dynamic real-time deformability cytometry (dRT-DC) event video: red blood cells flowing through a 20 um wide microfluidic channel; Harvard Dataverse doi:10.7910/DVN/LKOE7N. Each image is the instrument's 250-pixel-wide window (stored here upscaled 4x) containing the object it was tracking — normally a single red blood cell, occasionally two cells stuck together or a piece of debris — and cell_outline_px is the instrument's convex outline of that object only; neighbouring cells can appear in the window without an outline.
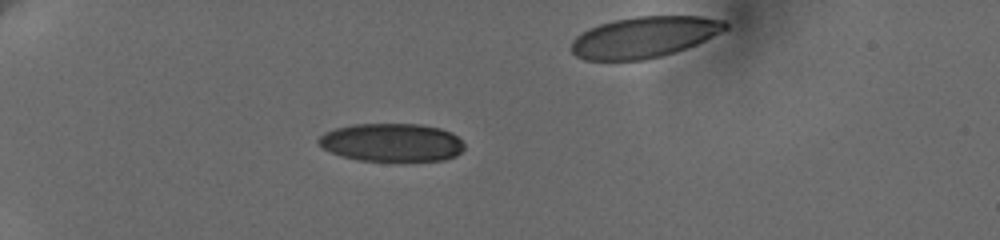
{"species": "human", "species_latin": "Homo sapiens", "temperature_condition": "cold", "stored_images_in_passage": 38, "camera_frame_rate_fps": 3000, "um_per_image_px": 0.085, "donor": {"sex": "female"}, "frame": {"image": 1, "passage_image": 1, "time_ms": 0.0, "image_size_px": [1000, 240], "cell_outline_px": [[464, 148], [456, 156], [444, 160], [360, 160], [340, 156], [324, 148], [316, 140], [324, 132], [336, 128], [352, 124], [420, 124], [440, 128], [452, 132], [464, 144]], "centroid_in_image_um": [33.3, 12.09], "position_along_channel_um": 51.7, "area_um2": 32.25}}
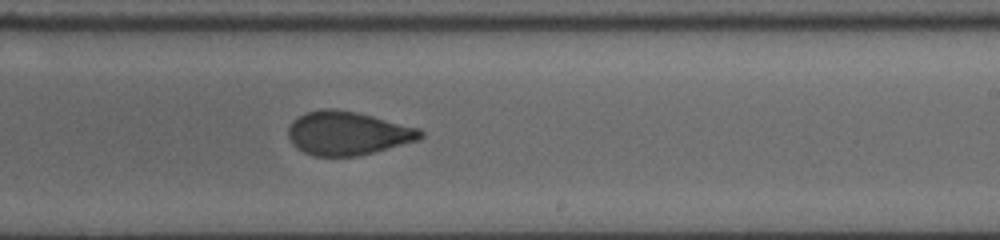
{"frame": {"image": 2, "passage_image": 21, "time_ms": 6.667, "image_size_px": [1000, 240], "cell_outline_px": [[424, 136], [420, 140], [360, 156], [312, 156], [296, 148], [292, 144], [288, 136], [288, 128], [292, 120], [308, 112], [320, 108], [336, 108], [356, 112], [420, 128], [424, 132]], "centroid_in_image_um": [29.56, 11.33], "position_along_channel_um": 259.4, "area_um2": 33.93}}
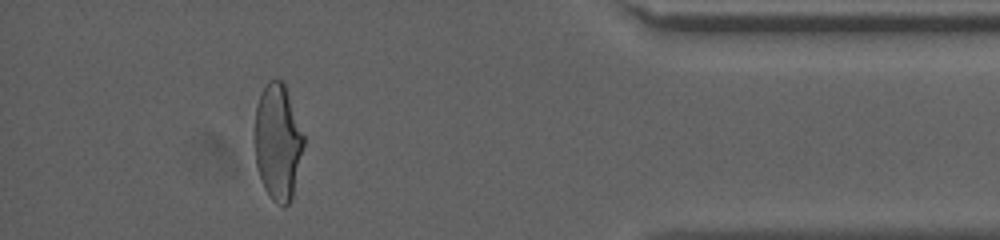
{"frame": {"image": 3, "passage_image": 36, "time_ms": 11.667, "image_size_px": [1000, 240], "cell_outline_px": [[304, 144], [292, 196], [288, 204], [284, 208], [276, 204], [272, 200], [264, 188], [256, 164], [252, 140], [256, 104], [268, 80], [284, 80], [304, 136]], "centroid_in_image_um": [23.58, 12.06], "position_along_channel_um": 411.6, "area_um2": 33.64}}